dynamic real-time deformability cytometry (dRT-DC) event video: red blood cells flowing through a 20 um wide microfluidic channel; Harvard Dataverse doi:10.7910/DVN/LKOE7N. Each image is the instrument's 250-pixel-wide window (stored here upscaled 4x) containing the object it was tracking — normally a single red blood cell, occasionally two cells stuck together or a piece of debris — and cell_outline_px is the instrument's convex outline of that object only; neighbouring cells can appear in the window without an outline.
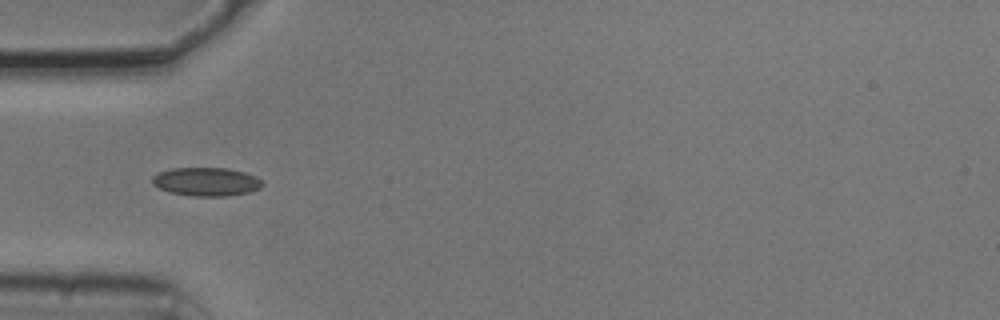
{"species": "common noctule bat (a hibernating species)", "species_latin": "Nyctalus noctula", "temperature_condition": "cold", "stored_images_in_passage": 1, "camera_frame_rate_fps": 3000, "um_per_image_px": 0.085, "animal": {"sex": "male", "body_mass_g": 20.5, "forearm_length_mm": 52.5}, "frame": {"image": 1, "passage_image": 1, "time_ms": 0.0, "image_size_px": [1000, 320], "cell_outline_px": [[264, 184], [260, 188], [248, 192], [224, 196], [196, 196], [168, 192], [152, 184], [152, 176], [160, 172], [172, 168], [228, 168], [244, 172], [256, 176]], "centroid_in_image_um": [17.53, 15.44], "position_along_channel_um": 67.5, "area_um2": 18.21}}